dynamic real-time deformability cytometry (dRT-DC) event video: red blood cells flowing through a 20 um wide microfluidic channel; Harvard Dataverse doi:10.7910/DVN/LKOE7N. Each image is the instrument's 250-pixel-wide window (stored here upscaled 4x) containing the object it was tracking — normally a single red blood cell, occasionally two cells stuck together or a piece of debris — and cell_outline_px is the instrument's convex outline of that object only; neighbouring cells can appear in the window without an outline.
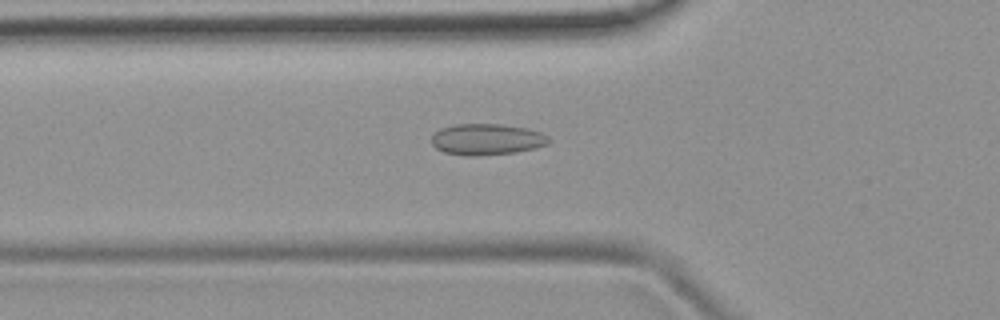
{"species": "common noctule bat (a hibernating species)", "species_latin": "Nyctalus noctula", "temperature_condition": "room temperature", "stored_images_in_passage": 51, "camera_frame_rate_fps": 3000, "um_per_image_px": 0.085, "animal": {"sex": "female", "body_mass_g": 19.9}, "frame": {"image": 1, "passage_image": 18, "time_ms": 5.667, "image_size_px": [1000, 320], "cell_outline_px": [[552, 140], [548, 144], [536, 148], [516, 152], [476, 156], [464, 156], [444, 152], [436, 148], [432, 144], [432, 136], [440, 128], [456, 124], [500, 124], [528, 128], [540, 132], [548, 136]], "centroid_in_image_um": [41.4, 11.85], "position_along_channel_um": 84.4, "area_um2": 21.5}}
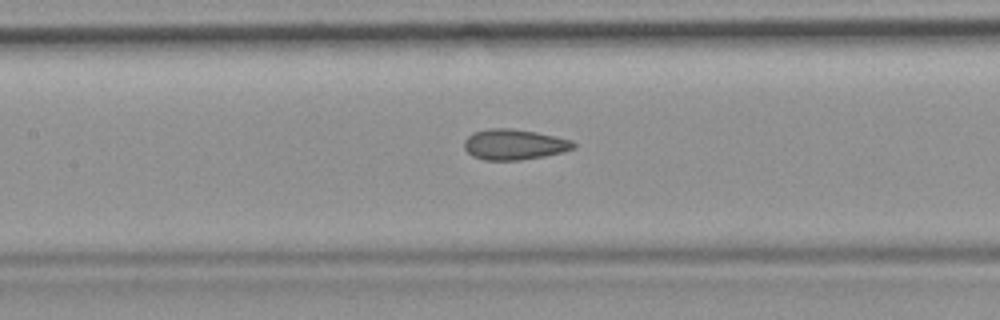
{"frame": {"image": 2, "passage_image": 24, "time_ms": 7.667, "image_size_px": [1000, 320], "cell_outline_px": [[576, 148], [544, 156], [520, 160], [484, 160], [472, 156], [464, 148], [464, 140], [472, 132], [488, 128], [512, 128], [536, 132], [572, 140], [576, 144]], "centroid_in_image_um": [43.68, 12.27], "position_along_channel_um": 163.7, "area_um2": 19.54}}
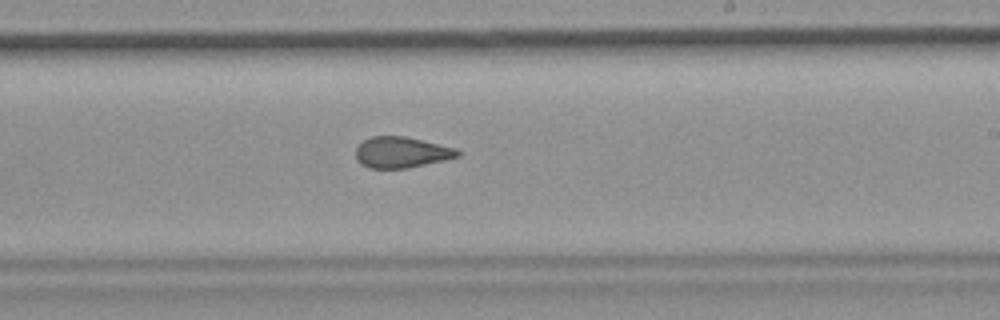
{"frame": {"image": 3, "passage_image": 31, "time_ms": 10.0, "image_size_px": [1000, 320], "cell_outline_px": [[460, 156], [444, 160], [408, 168], [368, 168], [356, 160], [356, 148], [364, 140], [372, 136], [404, 136], [456, 148], [460, 152]], "centroid_in_image_um": [34.11, 12.95], "position_along_channel_um": 254.9, "area_um2": 18.26}, "authors_computed_cell_mechanics": {"area_um2": 19.5364, "velocity_mm_per_s": 3.9325, "shape_relaxation_time_tau1_ms": null, "shape_relaxation_time_tau2_ms": 1.3731, "deformation_change_tau1": null, "deformation_change_tau2": 0.0654}}